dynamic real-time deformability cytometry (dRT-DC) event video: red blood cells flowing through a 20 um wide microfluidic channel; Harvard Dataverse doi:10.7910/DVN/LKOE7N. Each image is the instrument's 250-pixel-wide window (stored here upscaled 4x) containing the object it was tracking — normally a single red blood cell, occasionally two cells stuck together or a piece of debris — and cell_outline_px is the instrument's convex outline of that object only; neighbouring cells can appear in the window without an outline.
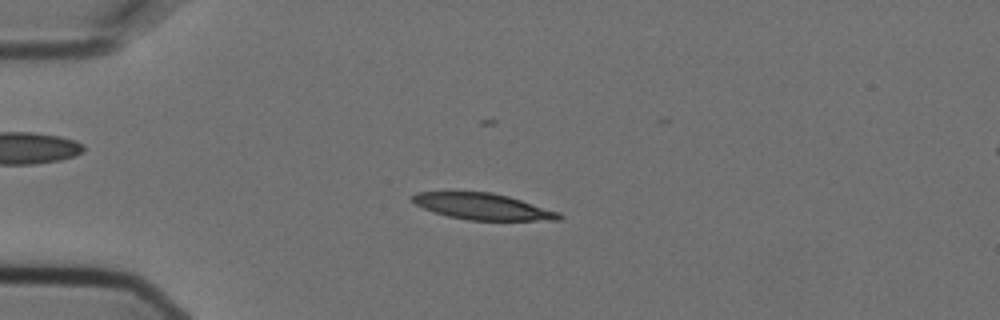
{"species": "Egyptian fruit bat (a non-hibernating species)", "species_latin": "Rousettus aegyptiacus", "temperature_condition": "cold", "stored_images_in_passage": 5, "camera_frame_rate_fps": 3000, "um_per_image_px": 0.085, "animal": {"sex": "female"}, "frame": {"image": 1, "passage_image": 4, "time_ms": 1.0, "image_size_px": [1000, 320], "cell_outline_px": [[564, 216], [560, 220], [468, 220], [448, 216], [432, 212], [416, 204], [412, 200], [412, 196], [416, 192], [492, 192], [508, 196], [560, 212]], "centroid_in_image_um": [41.06, 17.56], "position_along_channel_um": 43.9, "area_um2": 22.37}}